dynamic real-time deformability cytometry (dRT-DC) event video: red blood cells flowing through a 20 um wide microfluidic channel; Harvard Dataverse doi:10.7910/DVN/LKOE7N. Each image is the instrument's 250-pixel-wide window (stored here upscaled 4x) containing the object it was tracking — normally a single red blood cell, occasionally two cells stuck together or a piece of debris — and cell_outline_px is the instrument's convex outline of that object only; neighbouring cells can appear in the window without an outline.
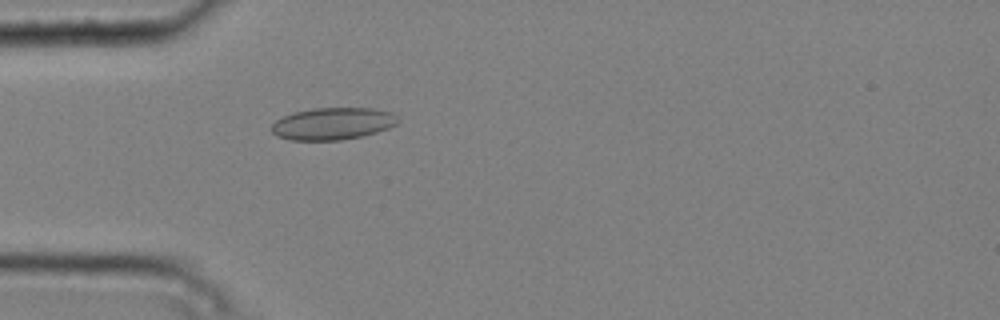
{"species": "common noctule bat (a hibernating species)", "species_latin": "Nyctalus noctula", "temperature_condition": "cold", "stored_images_in_passage": 5, "camera_frame_rate_fps": 3000, "um_per_image_px": 0.085, "animal": {"sex": "male", "body_mass_g": 20.4}, "frame": {"image": 1, "passage_image": 5, "time_ms": 1.333, "image_size_px": [1000, 320], "cell_outline_px": [[400, 120], [396, 124], [388, 128], [376, 132], [360, 136], [340, 140], [288, 140], [276, 136], [272, 132], [272, 124], [276, 120], [284, 116], [296, 112], [312, 108], [372, 108], [392, 112]], "centroid_in_image_um": [28.28, 10.51], "position_along_channel_um": 56.7, "area_um2": 23.58}}